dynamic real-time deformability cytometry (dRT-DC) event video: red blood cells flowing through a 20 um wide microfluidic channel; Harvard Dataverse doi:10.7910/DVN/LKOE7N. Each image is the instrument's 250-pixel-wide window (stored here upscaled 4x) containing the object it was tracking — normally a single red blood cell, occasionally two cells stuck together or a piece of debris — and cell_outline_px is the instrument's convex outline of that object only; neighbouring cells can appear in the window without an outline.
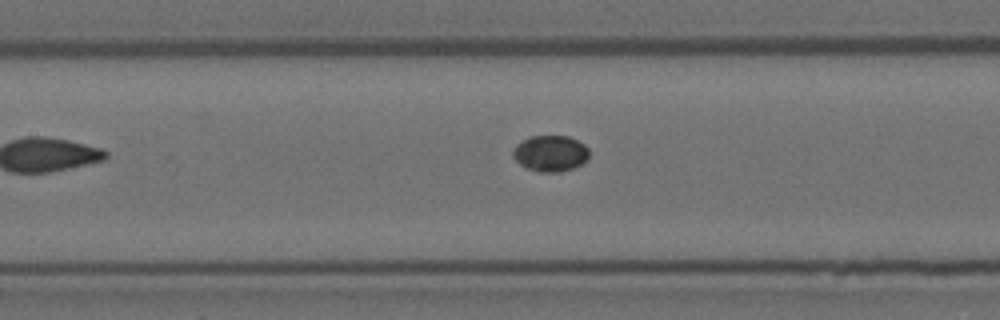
{"species": "Egyptian fruit bat (a non-hibernating species)", "species_latin": "Rousettus aegyptiacus", "temperature_condition": "room temperature", "stored_images_in_passage": 7, "camera_frame_rate_fps": 3000, "um_per_image_px": 0.085, "animal": {"sex": "female"}, "frame": {"image": 1, "passage_image": 4, "time_ms": 1.0, "image_size_px": [1000, 320], "cell_outline_px": [[588, 160], [572, 168], [560, 172], [540, 172], [524, 168], [512, 156], [512, 152], [516, 144], [532, 136], [568, 136], [584, 144], [588, 148]], "centroid_in_image_um": [46.77, 13.05], "position_along_channel_um": 160.6, "area_um2": 16.01}}
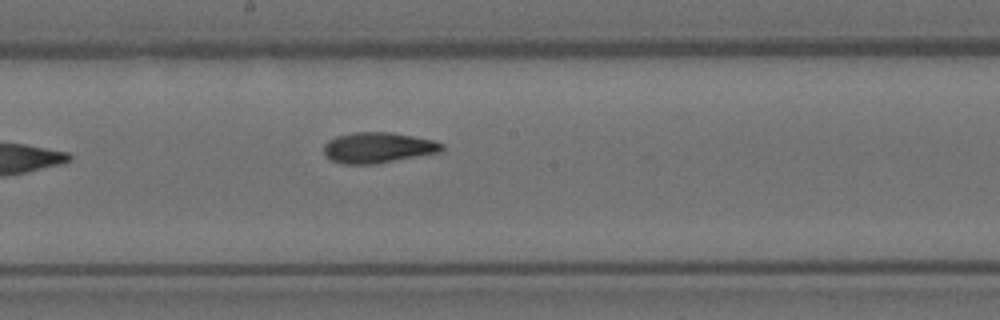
{"frame": {"image": 2, "passage_image": 7, "time_ms": 2.0, "image_size_px": [1000, 320], "cell_outline_px": [[444, 148], [440, 152], [376, 164], [344, 164], [332, 160], [324, 152], [324, 144], [328, 140], [336, 136], [352, 132], [392, 132], [432, 140], [444, 144]], "centroid_in_image_um": [32.12, 12.54], "position_along_channel_um": 216.1, "area_um2": 21.04}}